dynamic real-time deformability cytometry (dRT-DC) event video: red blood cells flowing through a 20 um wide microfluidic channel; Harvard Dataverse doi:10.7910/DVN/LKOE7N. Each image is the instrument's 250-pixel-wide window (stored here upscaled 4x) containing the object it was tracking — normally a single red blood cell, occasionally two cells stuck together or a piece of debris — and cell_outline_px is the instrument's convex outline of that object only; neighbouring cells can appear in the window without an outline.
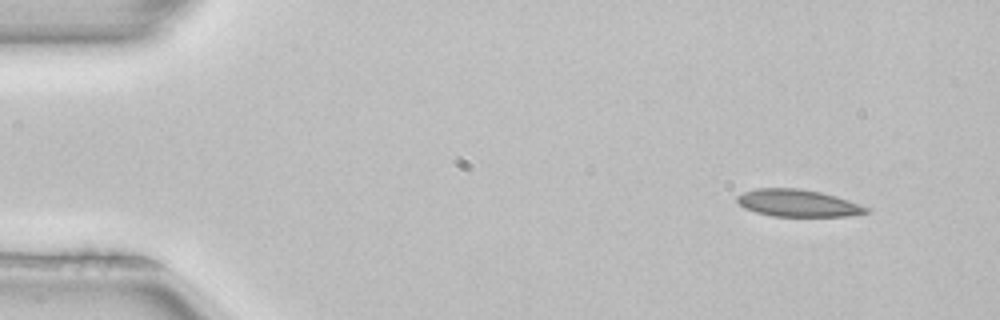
{"species": "common noctule bat (a hibernating species)", "species_latin": "Nyctalus noctula", "temperature_condition": "room temperature", "stored_images_in_passage": 4, "camera_frame_rate_fps": 3000, "um_per_image_px": 0.085, "animal": {"sex": "female", "body_mass_g": 22.7, "forearm_length_mm": 54.2}, "frame": {"image": 1, "passage_image": 1, "time_ms": 0.0, "image_size_px": [1000, 320], "cell_outline_px": [[868, 212], [848, 216], [772, 216], [756, 212], [744, 208], [736, 200], [736, 196], [744, 192], [756, 188], [800, 188], [820, 192], [836, 196], [848, 200], [868, 208]], "centroid_in_image_um": [67.77, 17.26], "position_along_channel_um": 17.2, "area_um2": 20.29}}
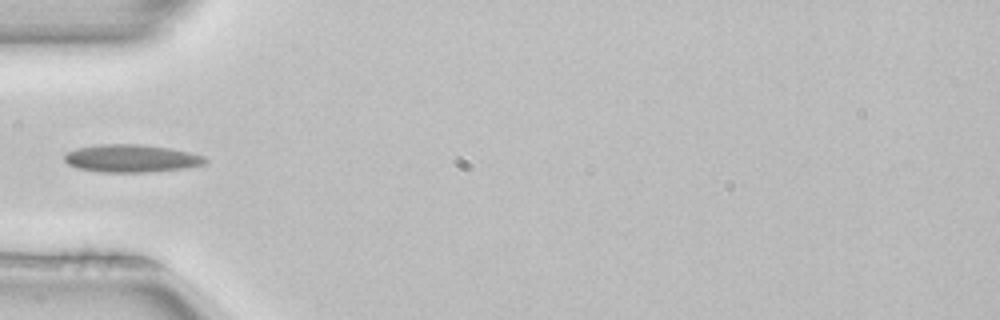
{"frame": {"image": 2, "passage_image": 4, "time_ms": 1.0, "image_size_px": [1000, 320], "cell_outline_px": [[208, 160], [204, 164], [184, 168], [148, 172], [100, 172], [76, 168], [68, 164], [64, 160], [64, 152], [76, 148], [100, 144], [140, 144], [172, 148], [204, 156]], "centroid_in_image_um": [11.12, 13.46], "position_along_channel_um": 73.9, "area_um2": 22.89}}